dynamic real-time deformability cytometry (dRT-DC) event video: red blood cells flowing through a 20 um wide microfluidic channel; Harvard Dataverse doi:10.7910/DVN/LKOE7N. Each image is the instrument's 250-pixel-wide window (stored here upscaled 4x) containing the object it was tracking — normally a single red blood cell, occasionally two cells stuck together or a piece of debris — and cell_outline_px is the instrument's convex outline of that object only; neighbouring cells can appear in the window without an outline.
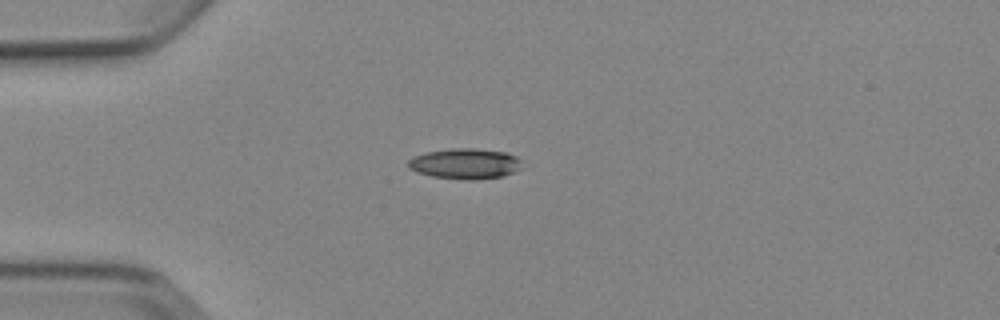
{"species": "Egyptian fruit bat (a non-hibernating species)", "species_latin": "Rousettus aegyptiacus", "temperature_condition": "cold", "stored_images_in_passage": 4, "camera_frame_rate_fps": 3000, "um_per_image_px": 0.085, "animal": {"sex": "female"}, "frame": {"image": 1, "passage_image": 1, "time_ms": 0.0, "image_size_px": [1000, 320], "cell_outline_px": [[524, 168], [504, 176], [468, 180], [432, 176], [416, 172], [408, 168], [408, 160], [416, 156], [428, 152], [452, 148], [476, 148], [508, 152], [516, 156], [520, 160]], "centroid_in_image_um": [39.59, 13.91], "position_along_channel_um": 45.4, "area_um2": 20.35}}
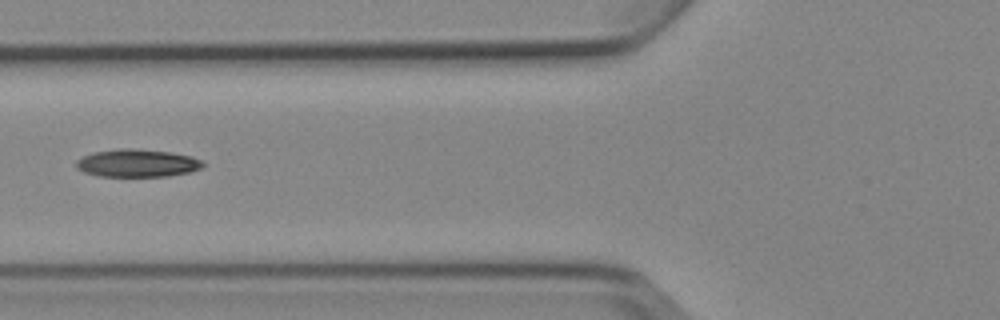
{"frame": {"image": 2, "passage_image": 3, "time_ms": 2.333, "image_size_px": [1000, 320], "cell_outline_px": [[208, 164], [204, 168], [192, 172], [168, 176], [100, 176], [84, 172], [76, 168], [76, 160], [92, 152], [120, 148], [132, 148], [168, 152], [192, 156]], "centroid_in_image_um": [11.71, 13.87], "position_along_channel_um": 114.1, "area_um2": 20.69}}
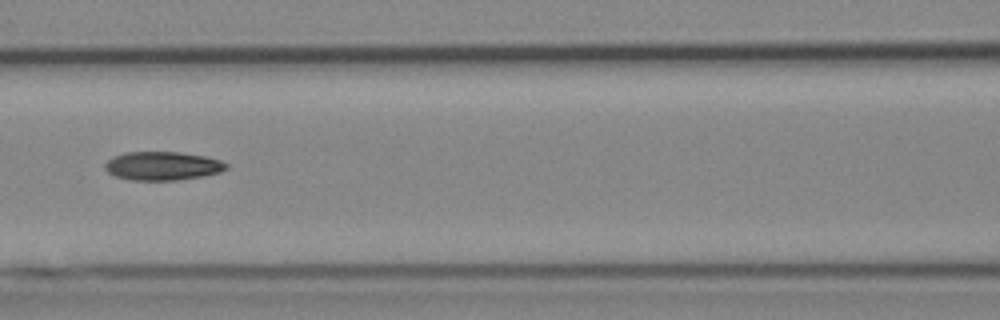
{"frame": {"image": 3, "passage_image": 4, "time_ms": 3.333, "image_size_px": [1000, 320], "cell_outline_px": [[228, 168], [220, 172], [204, 176], [176, 180], [128, 180], [116, 176], [108, 172], [104, 168], [104, 164], [112, 156], [124, 152], [180, 152], [204, 156], [220, 160], [228, 164]], "centroid_in_image_um": [13.8, 14.1], "position_along_channel_um": 152.8, "area_um2": 20.35}}